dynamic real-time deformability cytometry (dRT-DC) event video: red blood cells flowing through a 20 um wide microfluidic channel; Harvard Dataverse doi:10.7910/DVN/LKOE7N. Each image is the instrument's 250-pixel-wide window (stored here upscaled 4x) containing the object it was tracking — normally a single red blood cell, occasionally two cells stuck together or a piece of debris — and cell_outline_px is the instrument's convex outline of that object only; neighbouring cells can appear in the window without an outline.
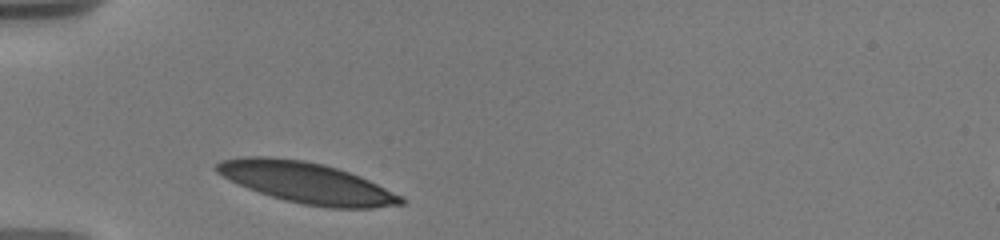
{"species": "human", "species_latin": "Homo sapiens", "temperature_condition": "warm", "stored_images_in_passage": 6, "camera_frame_rate_fps": 3000, "um_per_image_px": 0.085, "donor": {"sex": "male"}, "frame": {"image": 1, "passage_image": 1, "time_ms": 0.0, "image_size_px": [1000, 240], "cell_outline_px": [[404, 204], [372, 208], [332, 208], [304, 204], [284, 200], [248, 188], [216, 172], [216, 164], [220, 160], [244, 156], [268, 156], [304, 160], [324, 164], [360, 176], [404, 196]], "centroid_in_image_um": [26.1, 15.53], "position_along_channel_um": 58.9, "area_um2": 43.7}}
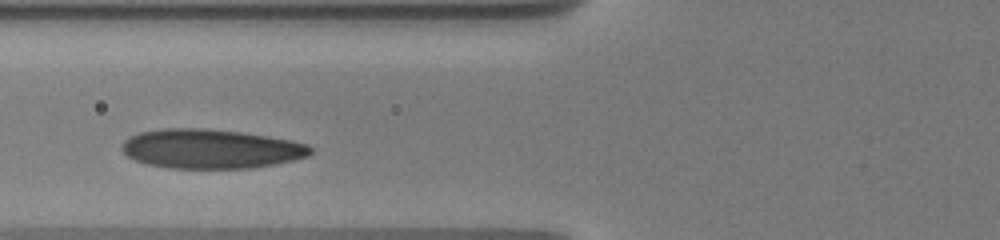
{"frame": {"image": 2, "passage_image": 3, "time_ms": 1.667, "image_size_px": [1000, 240], "cell_outline_px": [[312, 152], [308, 156], [276, 164], [252, 168], [168, 168], [148, 164], [136, 160], [128, 156], [120, 148], [124, 140], [128, 136], [140, 132], [160, 128], [208, 128], [240, 132], [268, 136], [292, 140], [308, 144], [312, 148]], "centroid_in_image_um": [17.91, 12.64], "position_along_channel_um": 107.9, "area_um2": 43.47}}
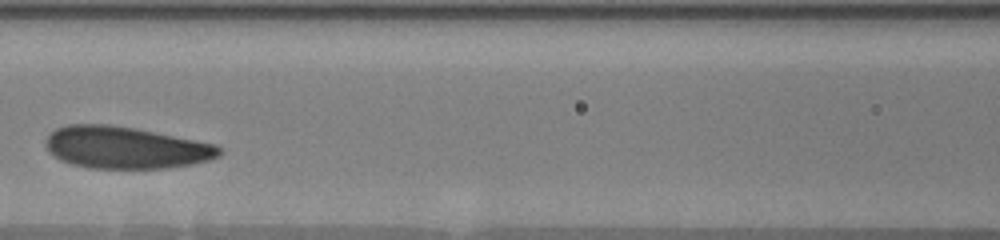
{"frame": {"image": 3, "passage_image": 5, "time_ms": 3.0, "image_size_px": [1000, 240], "cell_outline_px": [[224, 152], [220, 156], [208, 160], [192, 164], [168, 168], [88, 168], [72, 164], [60, 160], [52, 156], [48, 152], [44, 144], [48, 136], [56, 128], [68, 124], [108, 124], [136, 128], [216, 144], [224, 148]], "centroid_in_image_um": [10.68, 12.54], "position_along_channel_um": 155.9, "area_um2": 42.89}}